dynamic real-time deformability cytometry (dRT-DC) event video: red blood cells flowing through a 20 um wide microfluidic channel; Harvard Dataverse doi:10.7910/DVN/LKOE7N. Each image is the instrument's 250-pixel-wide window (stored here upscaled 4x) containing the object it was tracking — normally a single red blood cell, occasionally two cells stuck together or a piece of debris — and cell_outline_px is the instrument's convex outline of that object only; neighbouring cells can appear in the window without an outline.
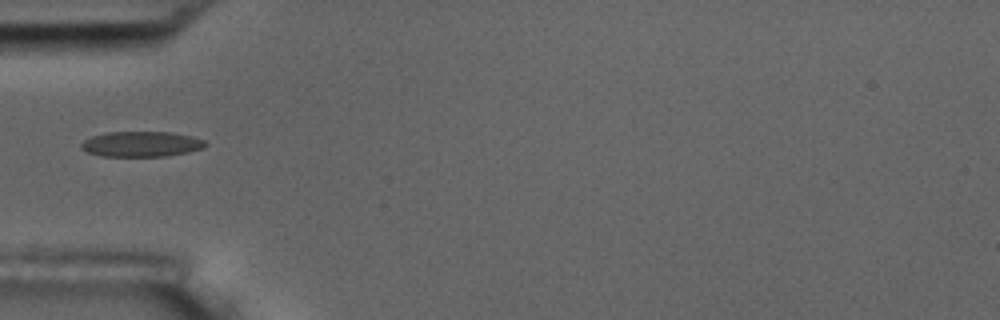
{"species": "common noctule bat (a hibernating species)", "species_latin": "Nyctalus noctula", "temperature_condition": "room temperature", "stored_images_in_passage": 15, "camera_frame_rate_fps": 3000, "um_per_image_px": 0.085, "animal": {"sex": "male", "body_mass_g": 17.5, "forearm_length_mm": 52.3}, "frame": {"image": 1, "passage_image": 5, "time_ms": 1.333, "image_size_px": [1000, 320], "cell_outline_px": [[208, 144], [204, 148], [188, 152], [168, 156], [100, 156], [88, 152], [80, 148], [80, 144], [84, 140], [92, 136], [104, 132], [168, 132], [192, 136], [204, 140]], "centroid_in_image_um": [12.01, 12.24], "position_along_channel_um": 73.0, "area_um2": 18.44}}